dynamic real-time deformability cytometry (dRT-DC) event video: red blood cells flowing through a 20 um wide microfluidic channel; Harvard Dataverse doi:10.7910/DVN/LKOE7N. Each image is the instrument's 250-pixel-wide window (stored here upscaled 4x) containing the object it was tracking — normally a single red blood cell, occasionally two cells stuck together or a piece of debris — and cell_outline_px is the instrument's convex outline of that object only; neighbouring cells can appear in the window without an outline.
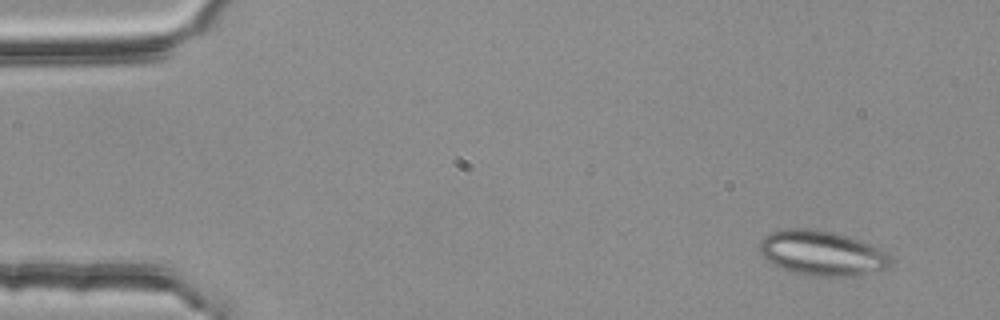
{"species": "common noctule bat (a hibernating species)", "species_latin": "Nyctalus noctula", "temperature_condition": "room temperature", "stored_images_in_passage": 4, "camera_frame_rate_fps": 3000, "um_per_image_px": 0.085, "animal": {"sex": "female", "body_mass_g": 25.1}, "frame": {"image": 1, "passage_image": 1, "time_ms": 0.0, "image_size_px": [1000, 320], "cell_outline_px": [[892, 264], [888, 268], [860, 276], [824, 276], [796, 272], [772, 264], [760, 252], [760, 240], [764, 236], [772, 232], [784, 228], [812, 228], [832, 232], [868, 244], [884, 252], [892, 260]], "centroid_in_image_um": [69.86, 21.51], "position_along_channel_um": 15.1, "area_um2": 33.7}}